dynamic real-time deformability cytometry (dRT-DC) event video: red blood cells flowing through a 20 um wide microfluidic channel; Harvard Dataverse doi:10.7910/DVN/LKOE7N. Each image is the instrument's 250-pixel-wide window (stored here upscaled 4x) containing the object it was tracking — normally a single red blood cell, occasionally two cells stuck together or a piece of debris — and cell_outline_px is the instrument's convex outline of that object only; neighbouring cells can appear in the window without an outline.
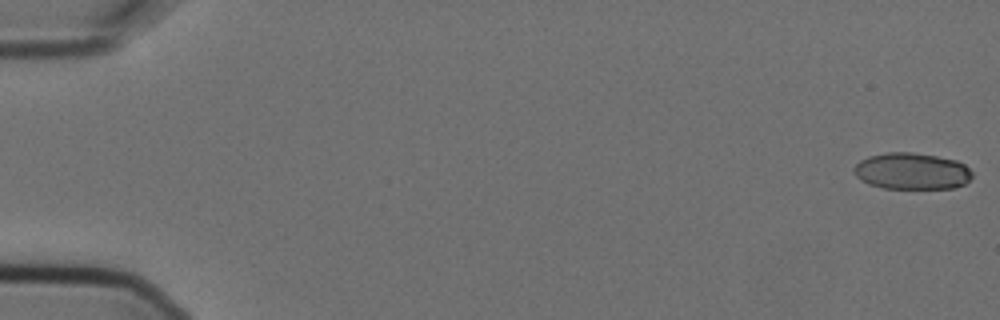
{"species": "Egyptian fruit bat (a non-hibernating species)", "species_latin": "Rousettus aegyptiacus", "temperature_condition": "cold", "stored_images_in_passage": 8, "camera_frame_rate_fps": 3000, "um_per_image_px": 0.085, "animal": {"sex": "female"}, "frame": {"image": 1, "passage_image": 1, "time_ms": 0.0, "image_size_px": [1000, 320], "cell_outline_px": [[972, 176], [964, 184], [952, 188], [884, 188], [868, 184], [860, 180], [856, 176], [852, 168], [860, 160], [868, 156], [888, 152], [912, 152], [936, 156], [956, 160], [964, 164], [972, 172]], "centroid_in_image_um": [77.47, 14.54], "position_along_channel_um": 7.5, "area_um2": 25.2}}
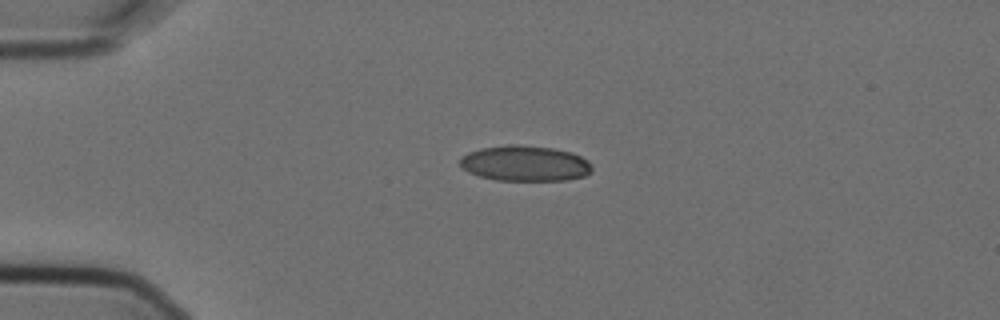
{"frame": {"image": 2, "passage_image": 5, "time_ms": 1.333, "image_size_px": [1000, 320], "cell_outline_px": [[592, 172], [584, 176], [568, 180], [496, 180], [480, 176], [468, 172], [460, 164], [460, 156], [468, 152], [480, 148], [508, 144], [520, 144], [552, 148], [572, 152], [588, 160], [592, 168]], "centroid_in_image_um": [44.62, 13.88], "position_along_channel_um": 40.4, "area_um2": 27.51}}